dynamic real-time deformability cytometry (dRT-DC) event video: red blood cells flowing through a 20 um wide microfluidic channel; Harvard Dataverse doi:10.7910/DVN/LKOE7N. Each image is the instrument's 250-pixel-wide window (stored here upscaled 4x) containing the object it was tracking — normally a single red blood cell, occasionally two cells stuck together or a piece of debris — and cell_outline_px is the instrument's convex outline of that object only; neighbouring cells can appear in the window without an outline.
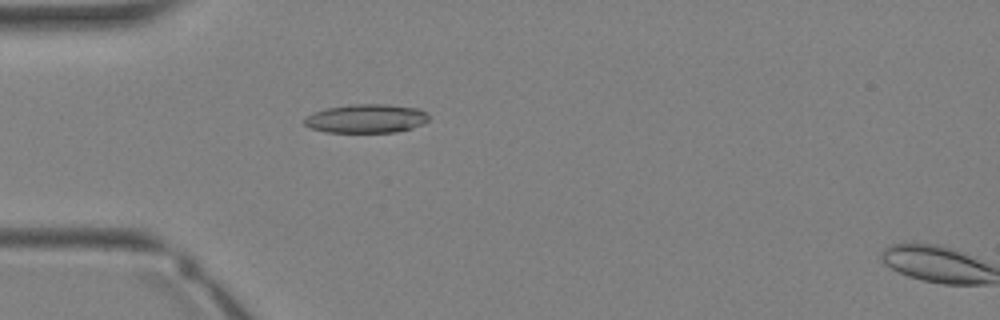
{"species": "Egyptian fruit bat (a non-hibernating species)", "species_latin": "Rousettus aegyptiacus", "temperature_condition": "warm", "stored_images_in_passage": 14, "camera_frame_rate_fps": 3000, "um_per_image_px": 0.085, "animal": {"sex": "female"}, "frame": {"image": 1, "passage_image": 11, "time_ms": 3.333, "image_size_px": [1000, 320], "cell_outline_px": [[428, 120], [412, 128], [396, 132], [328, 132], [312, 128], [304, 124], [304, 120], [312, 112], [324, 108], [352, 104], [388, 104], [420, 108], [428, 116]], "centroid_in_image_um": [31.12, 10.06], "position_along_channel_um": 53.9, "area_um2": 20.81}}
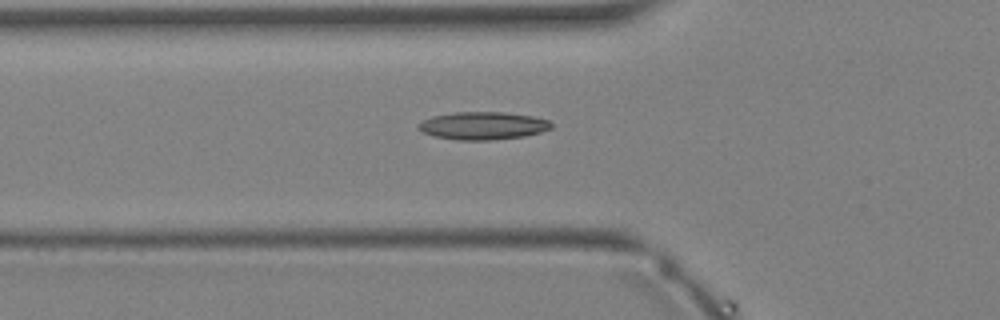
{"frame": {"image": 2, "passage_image": 13, "time_ms": 4.0, "image_size_px": [1000, 320], "cell_outline_px": [[552, 128], [540, 132], [524, 136], [492, 140], [460, 140], [436, 136], [424, 132], [416, 128], [416, 124], [432, 116], [456, 112], [504, 112], [532, 116], [548, 120], [552, 124]], "centroid_in_image_um": [41.04, 10.68], "position_along_channel_um": 84.8, "area_um2": 21.39}}